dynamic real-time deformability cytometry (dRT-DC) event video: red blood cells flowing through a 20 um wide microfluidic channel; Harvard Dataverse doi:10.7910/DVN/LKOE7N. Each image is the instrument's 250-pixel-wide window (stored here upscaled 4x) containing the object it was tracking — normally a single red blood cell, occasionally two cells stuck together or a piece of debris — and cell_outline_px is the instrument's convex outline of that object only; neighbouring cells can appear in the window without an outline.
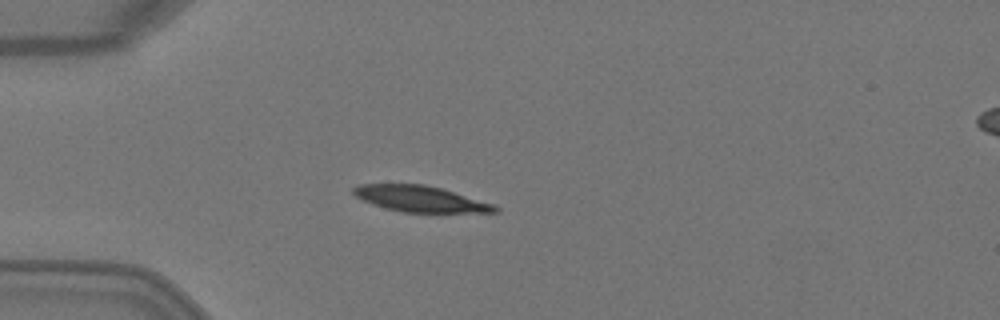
{"species": "Egyptian fruit bat (a non-hibernating species)", "species_latin": "Rousettus aegyptiacus", "temperature_condition": "warm", "stored_images_in_passage": 2, "segment_of_instrument_passage": [1, 2], "camera_frame_rate_fps": 3000, "um_per_image_px": 0.085, "animal": {"sex": "female"}, "frame": {"image": 1, "passage_image": 1, "time_ms": 0.0, "image_size_px": [1000, 320], "cell_outline_px": [[500, 212], [400, 212], [384, 208], [372, 204], [356, 196], [352, 192], [352, 188], [356, 184], [424, 184], [440, 188], [496, 204], [500, 208]], "centroid_in_image_um": [35.74, 16.9], "position_along_channel_um": 49.3, "area_um2": 21.5}}